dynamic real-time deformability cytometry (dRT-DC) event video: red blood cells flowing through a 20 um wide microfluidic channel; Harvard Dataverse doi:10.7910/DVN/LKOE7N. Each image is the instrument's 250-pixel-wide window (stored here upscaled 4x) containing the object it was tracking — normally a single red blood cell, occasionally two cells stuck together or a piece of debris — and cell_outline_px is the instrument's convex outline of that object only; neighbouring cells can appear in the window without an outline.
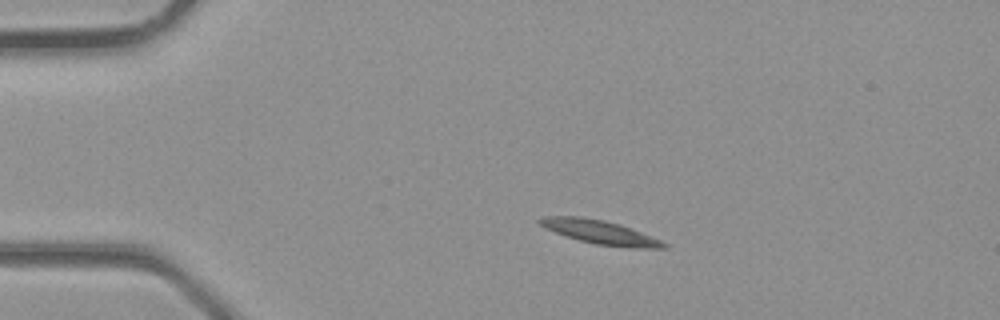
{"species": "common noctule bat (a hibernating species)", "species_latin": "Nyctalus noctula", "temperature_condition": "room temperature", "stored_images_in_passage": 3, "camera_frame_rate_fps": 3000, "um_per_image_px": 0.085, "animal": {"sex": "male", "body_mass_g": 23.1, "forearm_length_mm": 52.7}, "frame": {"image": 1, "passage_image": 1, "time_ms": 0.0, "image_size_px": [1000, 320], "cell_outline_px": [[668, 248], [636, 248], [596, 244], [564, 236], [540, 224], [536, 220], [544, 216], [580, 216], [604, 220], [620, 224], [660, 240], [668, 244]], "centroid_in_image_um": [51.01, 19.73], "position_along_channel_um": 34.0, "area_um2": 16.94}}
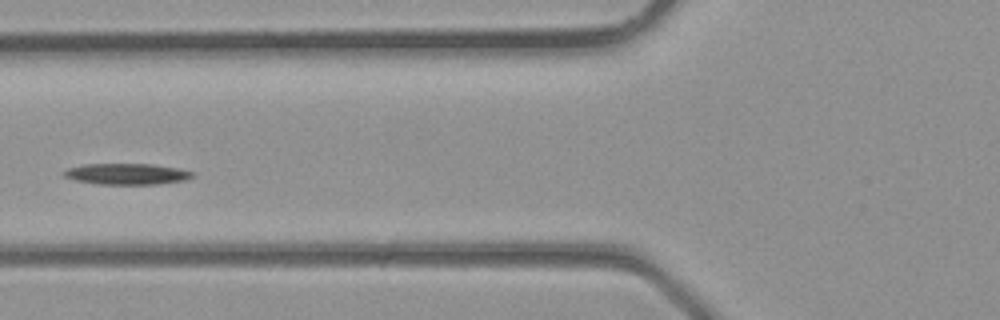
{"frame": {"image": 2, "passage_image": 3, "time_ms": 0.667, "image_size_px": [1000, 320], "cell_outline_px": [[196, 176], [184, 180], [156, 184], [100, 184], [76, 180], [64, 176], [64, 172], [68, 168], [84, 164], [152, 164], [176, 168], [196, 172]], "centroid_in_image_um": [10.83, 14.78], "position_along_channel_um": 115.0, "area_um2": 15.66}}